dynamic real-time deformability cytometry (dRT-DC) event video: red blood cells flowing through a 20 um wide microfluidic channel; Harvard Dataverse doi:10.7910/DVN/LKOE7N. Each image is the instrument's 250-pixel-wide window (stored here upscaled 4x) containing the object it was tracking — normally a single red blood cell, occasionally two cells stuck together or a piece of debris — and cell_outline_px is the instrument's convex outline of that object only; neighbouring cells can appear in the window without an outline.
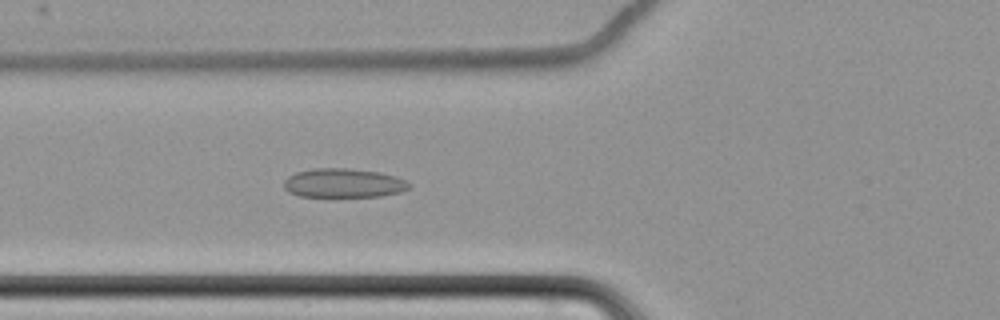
{"species": "common noctule bat (a hibernating species)", "species_latin": "Nyctalus noctula", "temperature_condition": "cold", "stored_images_in_passage": 63, "camera_frame_rate_fps": 3000, "um_per_image_px": 0.085, "animal": {"sex": "female", "body_mass_g": 22.7, "forearm_length_mm": 54.2}, "frame": {"image": 1, "passage_image": 26, "time_ms": 8.333, "image_size_px": [1000, 320], "cell_outline_px": [[412, 188], [400, 192], [380, 196], [300, 196], [288, 192], [284, 188], [284, 180], [288, 176], [296, 172], [312, 168], [348, 168], [380, 172], [396, 176], [412, 184]], "centroid_in_image_um": [29.21, 15.55], "position_along_channel_um": 96.6, "area_um2": 21.33}}
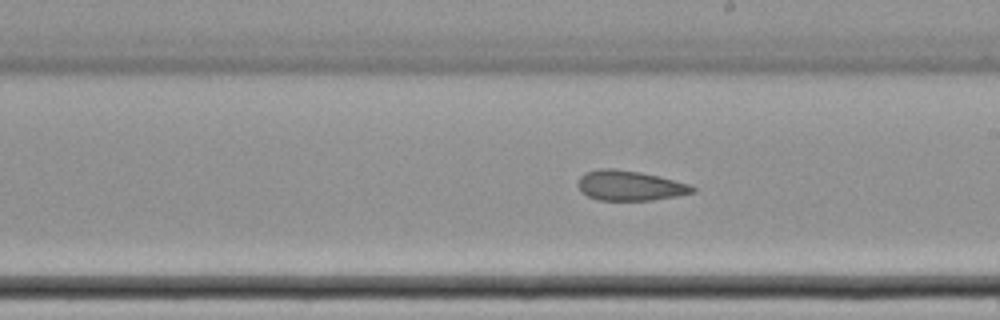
{"frame": {"image": 2, "passage_image": 38, "time_ms": 12.333, "image_size_px": [1000, 320], "cell_outline_px": [[696, 192], [676, 196], [652, 200], [596, 200], [580, 192], [576, 184], [580, 176], [584, 172], [600, 168], [612, 168], [640, 172], [692, 184], [696, 188]], "centroid_in_image_um": [53.51, 15.77], "position_along_channel_um": 235.5, "area_um2": 20.29}}
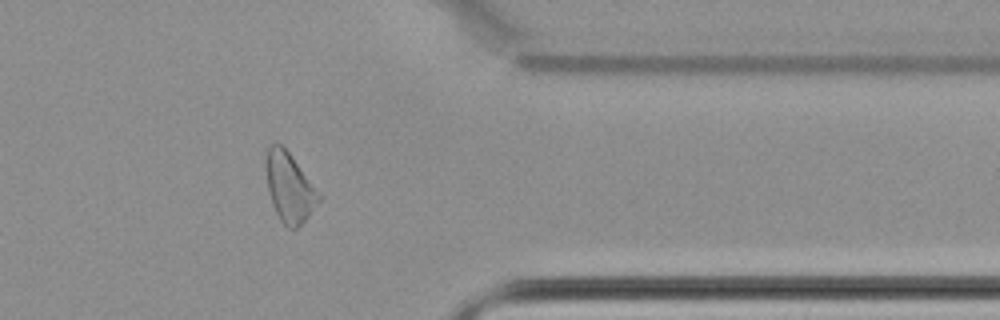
{"frame": {"image": 3, "passage_image": 52, "time_ms": 17.0, "image_size_px": [1000, 320], "cell_outline_px": [[324, 196], [308, 216], [296, 228], [288, 228], [280, 220], [272, 204], [268, 192], [268, 148], [272, 144], [280, 144], [288, 152]], "centroid_in_image_um": [24.66, 15.98], "position_along_channel_um": 386.7, "area_um2": 20.81}, "authors_computed_cell_mechanics": {"area_um2": 23.2356, "velocity_mm_per_s": 3.4733, "shape_relaxation_time_tau1_ms": null, "shape_relaxation_time_tau2_ms": 5.4079, "deformation_change_tau1": null, "deformation_change_tau2": 0.1067}}